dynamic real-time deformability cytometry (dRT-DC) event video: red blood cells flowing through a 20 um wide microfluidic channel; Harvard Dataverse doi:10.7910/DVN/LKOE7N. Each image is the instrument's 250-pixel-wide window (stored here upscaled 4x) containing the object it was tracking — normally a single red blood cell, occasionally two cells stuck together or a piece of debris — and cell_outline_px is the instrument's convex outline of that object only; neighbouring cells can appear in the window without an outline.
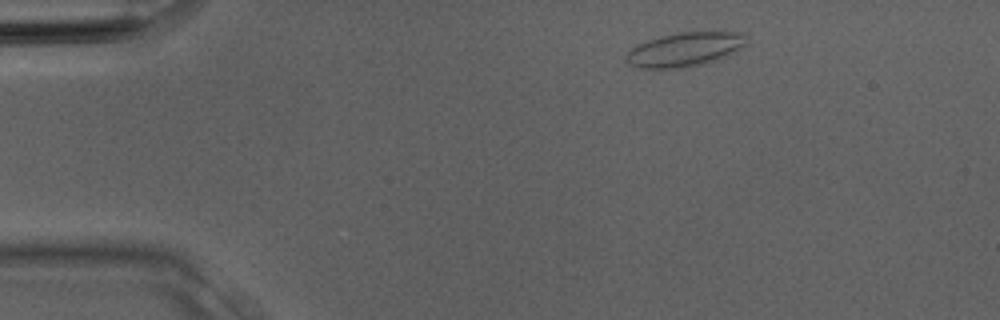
{"species": "Egyptian fruit bat (a non-hibernating species)", "species_latin": "Rousettus aegyptiacus", "temperature_condition": "room temperature", "stored_images_in_passage": 2, "camera_frame_rate_fps": 3000, "um_per_image_px": 0.085, "animal": {"sex": "male"}, "frame": {"image": 1, "passage_image": 1, "time_ms": 0.0, "image_size_px": [1000, 320], "cell_outline_px": [[744, 44], [736, 52], [716, 60], [704, 64], [676, 68], [636, 68], [624, 60], [628, 52], [632, 48], [648, 40], [660, 36], [676, 32], [744, 32]], "centroid_in_image_um": [58.18, 4.2], "position_along_channel_um": 26.8, "area_um2": 23.7}}